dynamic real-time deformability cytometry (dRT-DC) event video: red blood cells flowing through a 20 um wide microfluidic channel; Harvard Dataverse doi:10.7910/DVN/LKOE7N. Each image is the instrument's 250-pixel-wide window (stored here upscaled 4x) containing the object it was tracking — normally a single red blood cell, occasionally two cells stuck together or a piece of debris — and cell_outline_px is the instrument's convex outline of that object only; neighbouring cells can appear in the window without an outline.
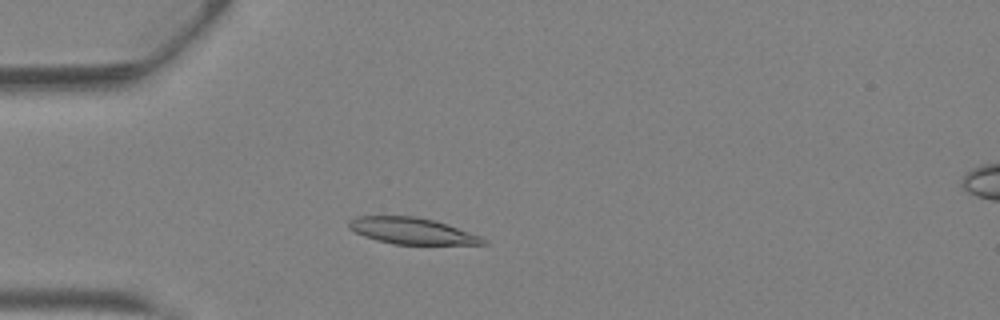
{"species": "Egyptian fruit bat (a non-hibernating species)", "species_latin": "Rousettus aegyptiacus", "temperature_condition": "warm", "stored_images_in_passage": 38, "camera_frame_rate_fps": 3000, "um_per_image_px": 0.085, "animal": {"sex": "female"}, "frame": {"image": 1, "passage_image": 8, "time_ms": 2.333, "image_size_px": [1000, 320], "cell_outline_px": [[488, 244], [392, 244], [376, 240], [364, 236], [348, 228], [348, 220], [356, 216], [416, 216], [432, 220], [480, 236], [488, 240]], "centroid_in_image_um": [34.96, 19.63], "position_along_channel_um": 50.0, "area_um2": 20.4}}
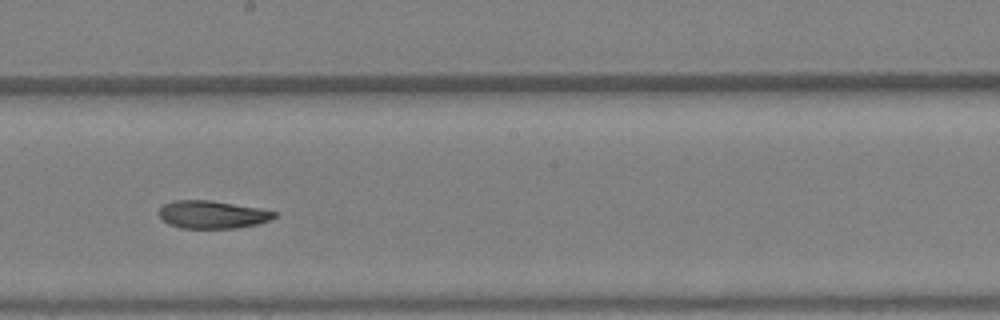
{"frame": {"image": 2, "passage_image": 20, "time_ms": 6.333, "image_size_px": [1000, 320], "cell_outline_px": [[280, 212], [276, 216], [268, 220], [256, 224], [236, 228], [180, 228], [168, 224], [160, 216], [160, 208], [164, 204], [172, 200], [208, 200], [260, 208]], "centroid_in_image_um": [18.06, 18.23], "position_along_channel_um": 230.1, "area_um2": 18.61}}
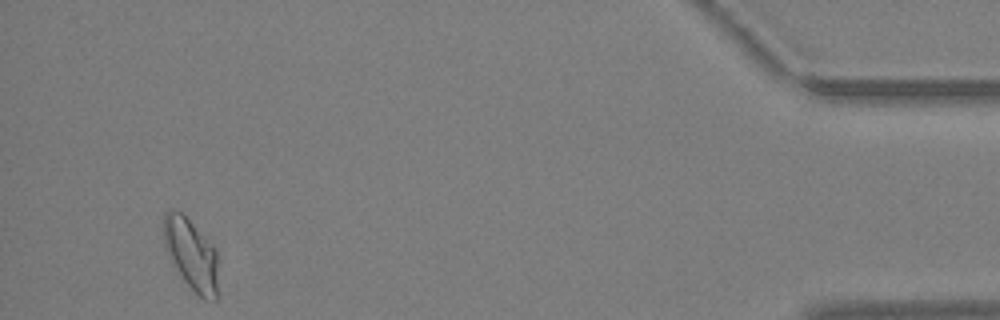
{"frame": {"image": 3, "passage_image": 36, "time_ms": 11.667, "image_size_px": [1000, 320], "cell_outline_px": [[216, 300], [204, 300], [184, 280], [172, 264], [168, 256], [164, 244], [164, 212], [168, 208], [176, 208], [216, 248]], "centroid_in_image_um": [16.21, 21.58], "position_along_channel_um": 419.0, "area_um2": 22.25}, "authors_computed_cell_mechanics": {"area_um2": 20.23, "velocity_mm_per_s": 4.8989, "shape_relaxation_time_tau1_ms": 5.796, "shape_relaxation_time_tau2_ms": 2.1301, "deformation_change_tau1": 0.195, "deformation_change_tau2": 0.0807}}